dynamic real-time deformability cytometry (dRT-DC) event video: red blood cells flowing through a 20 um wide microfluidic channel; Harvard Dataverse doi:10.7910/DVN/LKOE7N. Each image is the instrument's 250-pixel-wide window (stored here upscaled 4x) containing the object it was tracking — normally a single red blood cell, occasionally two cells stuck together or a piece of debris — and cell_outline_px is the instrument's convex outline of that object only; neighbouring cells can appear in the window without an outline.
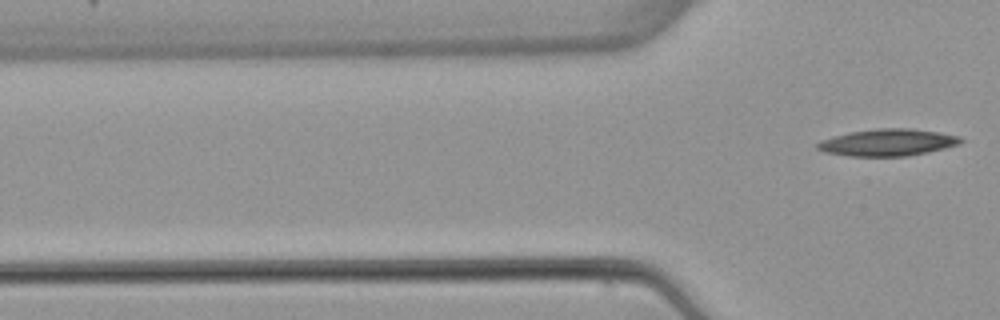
{"species": "common noctule bat (a hibernating species)", "species_latin": "Nyctalus noctula", "temperature_condition": "warm", "stored_images_in_passage": 3, "camera_frame_rate_fps": 3000, "um_per_image_px": 0.085, "animal": {"sex": "female", "body_mass_g": 22.7, "forearm_length_mm": 54.2}, "frame": {"image": 1, "passage_image": 3, "time_ms": 2.333, "image_size_px": [1000, 320], "cell_outline_px": [[964, 140], [960, 144], [928, 152], [908, 156], [848, 156], [824, 152], [816, 148], [812, 144], [820, 140], [832, 136], [852, 132], [876, 128], [908, 128], [940, 132], [960, 136]], "centroid_in_image_um": [75.42, 12.11], "position_along_channel_um": 50.4, "area_um2": 22.72}}